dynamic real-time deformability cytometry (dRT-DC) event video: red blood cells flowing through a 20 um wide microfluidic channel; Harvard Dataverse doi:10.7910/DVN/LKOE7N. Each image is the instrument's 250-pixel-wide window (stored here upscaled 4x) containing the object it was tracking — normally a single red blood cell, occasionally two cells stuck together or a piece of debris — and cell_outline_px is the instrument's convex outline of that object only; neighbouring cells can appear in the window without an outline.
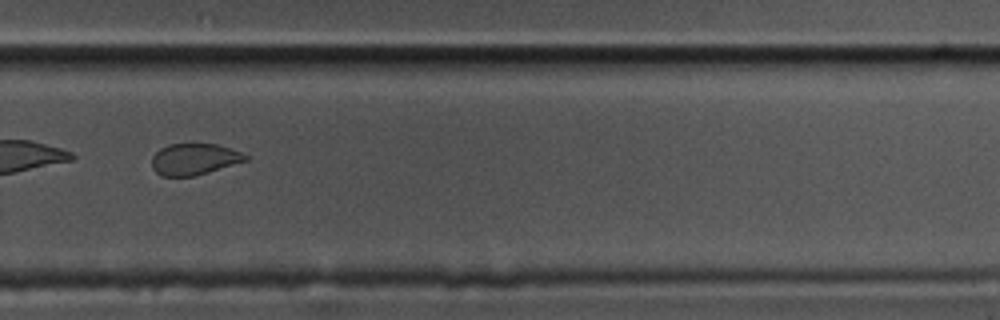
{"species": "common noctule bat (a hibernating species)", "species_latin": "Nyctalus noctula", "temperature_condition": "cold", "stored_images_in_passage": 10, "camera_frame_rate_fps": 3000, "um_per_image_px": 0.085, "animal": {"sex": "male", "body_mass_g": 17.5, "forearm_length_mm": 52.3}, "frame": {"image": 1, "passage_image": 10, "time_ms": 3.0, "image_size_px": [1000, 320], "cell_outline_px": [[248, 160], [208, 172], [192, 176], [160, 176], [152, 168], [152, 156], [160, 148], [168, 144], [216, 144], [240, 152], [248, 156]], "centroid_in_image_um": [16.47, 13.53], "position_along_channel_um": 313.3, "area_um2": 16.99}}